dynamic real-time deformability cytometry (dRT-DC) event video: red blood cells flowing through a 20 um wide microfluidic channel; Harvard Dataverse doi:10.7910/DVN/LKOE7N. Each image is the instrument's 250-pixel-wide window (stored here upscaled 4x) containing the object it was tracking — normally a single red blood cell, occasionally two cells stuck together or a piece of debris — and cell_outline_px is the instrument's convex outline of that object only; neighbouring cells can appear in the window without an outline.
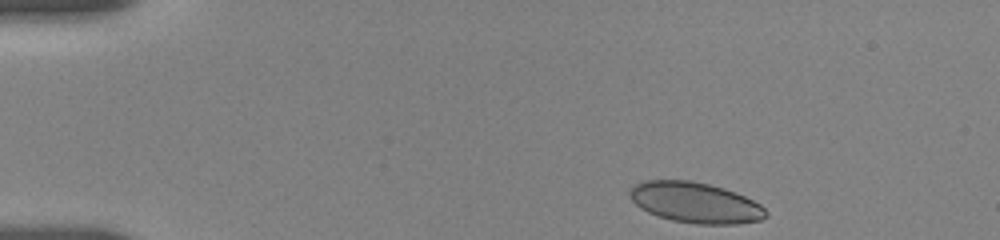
{"species": "human", "species_latin": "Homo sapiens", "temperature_condition": "room temperature", "stored_images_in_passage": 36, "camera_frame_rate_fps": 3000, "um_per_image_px": 0.085, "donor": {"sex": "female"}, "frame": {"image": 1, "passage_image": 1, "time_ms": 0.0, "image_size_px": [1000, 240], "cell_outline_px": [[768, 216], [760, 220], [736, 224], [696, 224], [672, 220], [648, 212], [640, 208], [628, 196], [628, 192], [636, 184], [644, 180], [692, 180], [724, 188], [736, 192], [760, 204], [768, 212]], "centroid_in_image_um": [59.11, 17.22], "position_along_channel_um": 25.9, "area_um2": 32.25}}
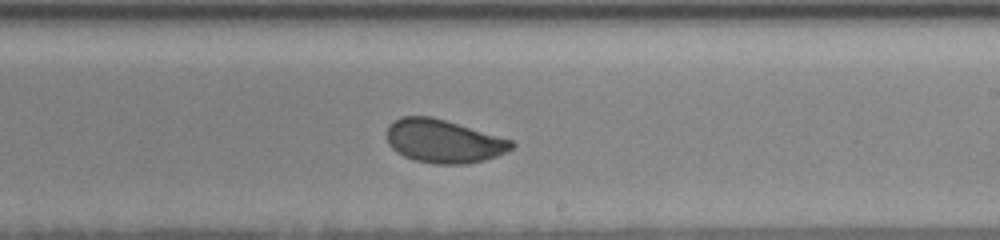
{"frame": {"image": 2, "passage_image": 18, "time_ms": 8.333, "image_size_px": [1000, 240], "cell_outline_px": [[516, 144], [512, 148], [496, 156], [484, 160], [464, 164], [436, 164], [416, 160], [404, 156], [396, 152], [388, 144], [388, 124], [392, 120], [404, 116], [432, 116], [512, 140]], "centroid_in_image_um": [37.68, 11.99], "position_along_channel_um": 251.3, "area_um2": 31.33}}
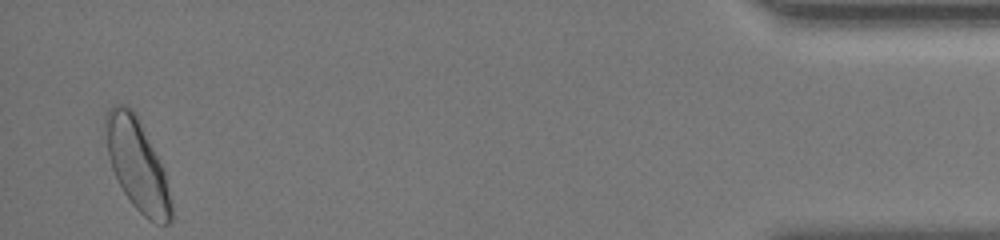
{"frame": {"image": 3, "passage_image": 36, "time_ms": 15.0, "image_size_px": [1000, 240], "cell_outline_px": [[172, 220], [168, 224], [156, 224], [148, 220], [132, 204], [124, 192], [112, 168], [108, 156], [104, 124], [104, 116], [108, 108], [112, 104], [128, 104], [136, 112], [160, 160], [164, 172], [172, 200]], "centroid_in_image_um": [11.66, 13.95], "position_along_channel_um": 423.5, "area_um2": 35.26}, "authors_computed_cell_mechanics": {"area_um2": 31.9923, "velocity_mm_per_s": 3.6625, "shape_relaxation_time_tau1_ms": 3.7574, "shape_relaxation_time_tau2_ms": null, "deformation_change_tau1": 0.1084, "deformation_change_tau2": null}}